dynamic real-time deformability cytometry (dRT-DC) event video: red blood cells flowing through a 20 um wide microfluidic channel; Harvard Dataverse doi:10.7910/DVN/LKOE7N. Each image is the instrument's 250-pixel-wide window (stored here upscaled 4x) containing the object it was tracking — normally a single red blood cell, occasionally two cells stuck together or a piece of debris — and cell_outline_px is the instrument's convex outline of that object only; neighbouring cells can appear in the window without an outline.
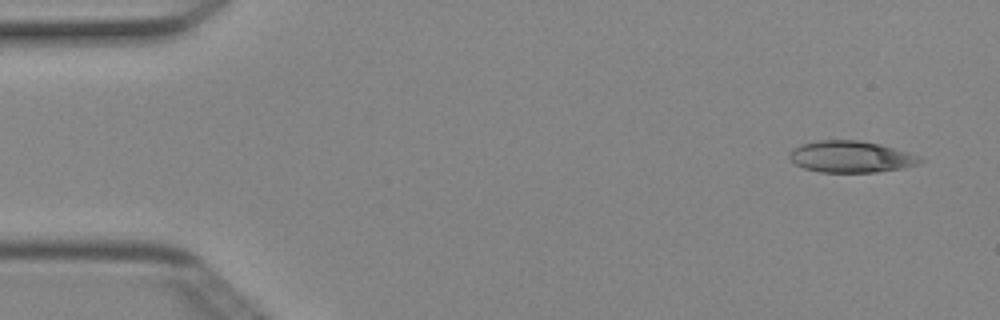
{"species": "Egyptian fruit bat (a non-hibernating species)", "species_latin": "Rousettus aegyptiacus", "temperature_condition": "cold", "stored_images_in_passage": 4, "camera_frame_rate_fps": 3000, "um_per_image_px": 0.085, "animal": {"sex": "female"}, "frame": {"image": 1, "passage_image": 1, "time_ms": 0.0, "image_size_px": [1000, 320], "cell_outline_px": [[924, 160], [920, 164], [904, 168], [876, 172], [820, 172], [804, 168], [796, 164], [788, 156], [792, 148], [800, 144], [820, 140], [860, 140], [880, 144], [908, 152], [920, 156]], "centroid_in_image_um": [72.35, 13.32], "position_along_channel_um": 12.6, "area_um2": 24.16}}
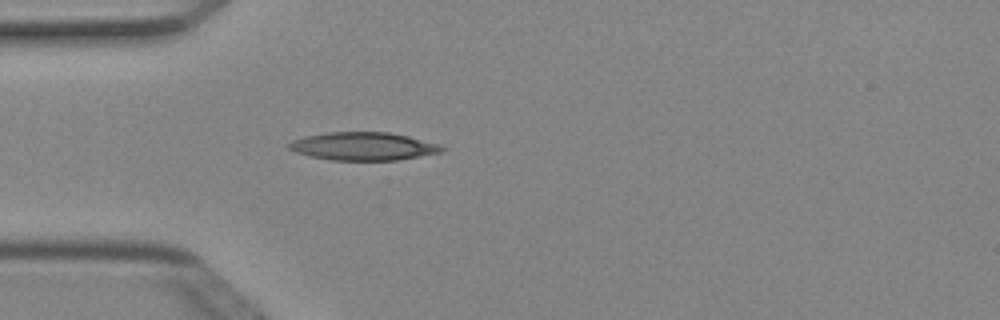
{"frame": {"image": 2, "passage_image": 4, "time_ms": 1.0, "image_size_px": [1000, 320], "cell_outline_px": [[448, 148], [440, 152], [420, 156], [396, 160], [332, 160], [312, 156], [296, 152], [288, 148], [288, 144], [292, 140], [304, 136], [328, 132], [388, 132], [408, 136], [440, 144]], "centroid_in_image_um": [30.9, 12.43], "position_along_channel_um": 54.1, "area_um2": 24.91}}